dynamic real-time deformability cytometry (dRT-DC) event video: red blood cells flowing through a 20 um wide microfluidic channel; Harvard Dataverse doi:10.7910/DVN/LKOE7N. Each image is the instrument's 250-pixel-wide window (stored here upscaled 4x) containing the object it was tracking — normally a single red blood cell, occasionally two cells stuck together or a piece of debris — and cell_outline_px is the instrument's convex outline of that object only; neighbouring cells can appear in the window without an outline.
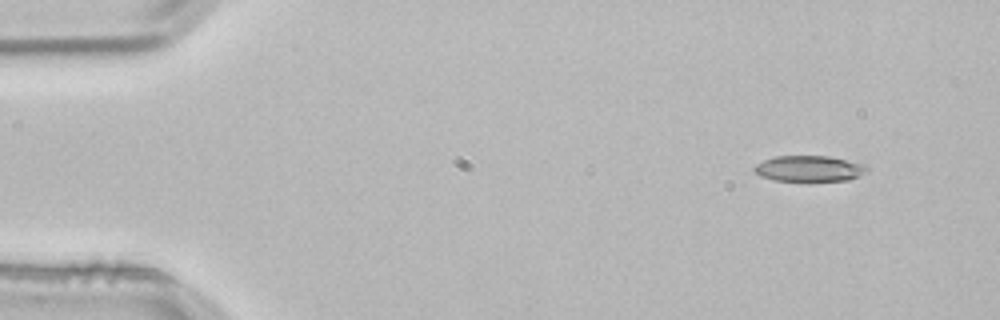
{"species": "common noctule bat (a hibernating species)", "species_latin": "Nyctalus noctula", "temperature_condition": "room temperature", "stored_images_in_passage": 3, "camera_frame_rate_fps": 3000, "um_per_image_px": 0.085, "animal": {"sex": "male", "body_mass_g": 21.5, "forearm_length_mm": 52.0}, "frame": {"image": 1, "passage_image": 1, "time_ms": 0.0, "image_size_px": [1000, 320], "cell_outline_px": [[868, 172], [848, 180], [772, 180], [760, 176], [752, 168], [756, 164], [764, 160], [776, 156], [828, 156], [864, 164], [868, 168]], "centroid_in_image_um": [68.77, 14.32], "position_along_channel_um": 16.2, "area_um2": 16.76}}
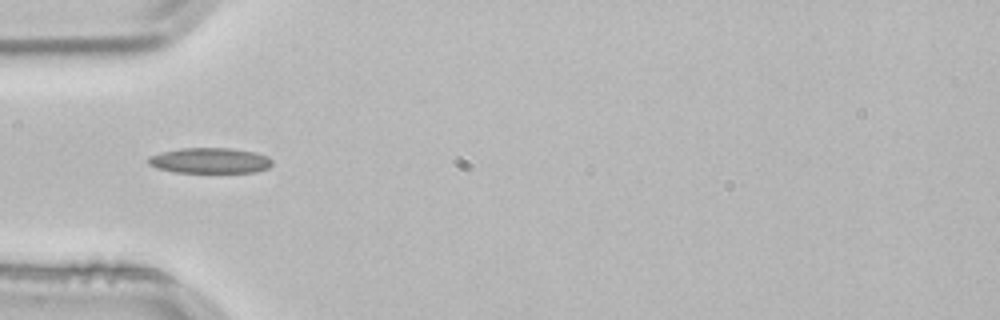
{"frame": {"image": 2, "passage_image": 3, "time_ms": 0.667, "image_size_px": [1000, 320], "cell_outline_px": [[272, 164], [268, 168], [256, 172], [176, 172], [156, 168], [148, 164], [148, 156], [180, 148], [232, 148], [256, 152], [268, 156], [272, 160]], "centroid_in_image_um": [17.87, 13.64], "position_along_channel_um": 67.1, "area_um2": 18.44}}